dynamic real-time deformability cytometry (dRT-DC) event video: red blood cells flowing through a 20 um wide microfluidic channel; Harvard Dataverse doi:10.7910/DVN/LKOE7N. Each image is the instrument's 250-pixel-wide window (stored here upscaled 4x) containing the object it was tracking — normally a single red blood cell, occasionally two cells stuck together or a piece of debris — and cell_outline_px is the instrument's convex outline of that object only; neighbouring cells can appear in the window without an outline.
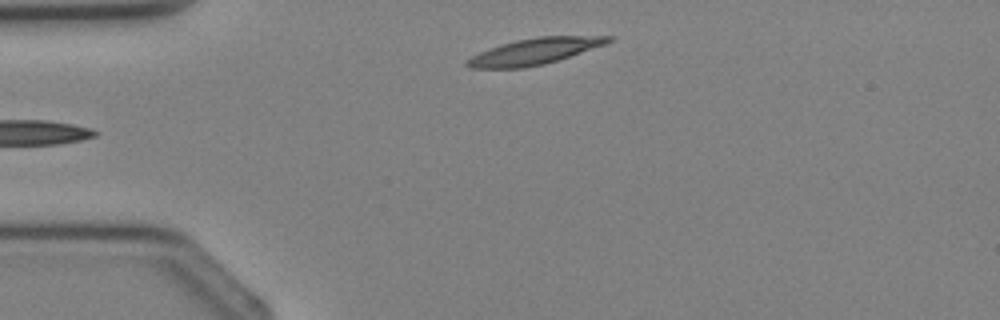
{"species": "Egyptian fruit bat (a non-hibernating species)", "species_latin": "Rousettus aegyptiacus", "temperature_condition": "cold", "stored_images_in_passage": 2, "camera_frame_rate_fps": 3000, "um_per_image_px": 0.085, "animal": {"sex": "female"}, "frame": {"image": 1, "passage_image": 1, "time_ms": 0.0, "image_size_px": [1000, 320], "cell_outline_px": [[616, 36], [612, 40], [604, 44], [544, 64], [524, 68], [468, 68], [464, 64], [464, 60], [480, 52], [500, 44], [516, 40], [540, 36]], "centroid_in_image_um": [45.36, 4.37], "position_along_channel_um": 39.6, "area_um2": 21.27}}